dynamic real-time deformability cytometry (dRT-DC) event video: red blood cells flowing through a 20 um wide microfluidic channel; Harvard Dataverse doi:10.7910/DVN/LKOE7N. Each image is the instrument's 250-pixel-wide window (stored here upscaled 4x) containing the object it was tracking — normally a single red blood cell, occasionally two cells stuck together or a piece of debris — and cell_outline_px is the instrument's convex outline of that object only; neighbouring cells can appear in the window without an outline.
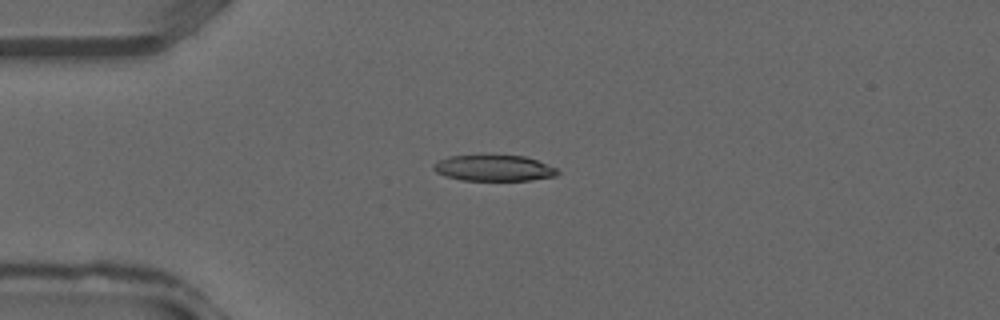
{"species": "common noctule bat (a hibernating species)", "species_latin": "Nyctalus noctula", "temperature_condition": "warm", "stored_images_in_passage": 25, "camera_frame_rate_fps": 3000, "um_per_image_px": 0.085, "animal": {"sex": "male", "forearm_length_mm": 52.5}, "frame": {"image": 1, "passage_image": 10, "time_ms": 3.0, "image_size_px": [1000, 320], "cell_outline_px": [[560, 172], [556, 176], [532, 180], [460, 180], [444, 176], [436, 172], [432, 168], [432, 164], [448, 156], [488, 152], [524, 156], [536, 160], [556, 168]], "centroid_in_image_um": [41.92, 14.24], "position_along_channel_um": 43.1, "area_um2": 19.71}}
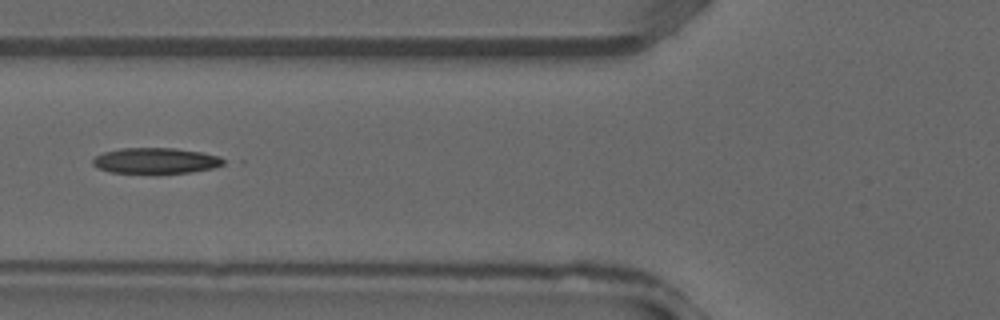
{"frame": {"image": 2, "passage_image": 15, "time_ms": 4.667, "image_size_px": [1000, 320], "cell_outline_px": [[228, 160], [224, 164], [212, 168], [192, 172], [108, 172], [96, 168], [92, 164], [92, 160], [96, 156], [104, 152], [120, 148], [176, 148], [204, 152], [220, 156]], "centroid_in_image_um": [13.27, 13.64], "position_along_channel_um": 112.5, "area_um2": 19.59}}
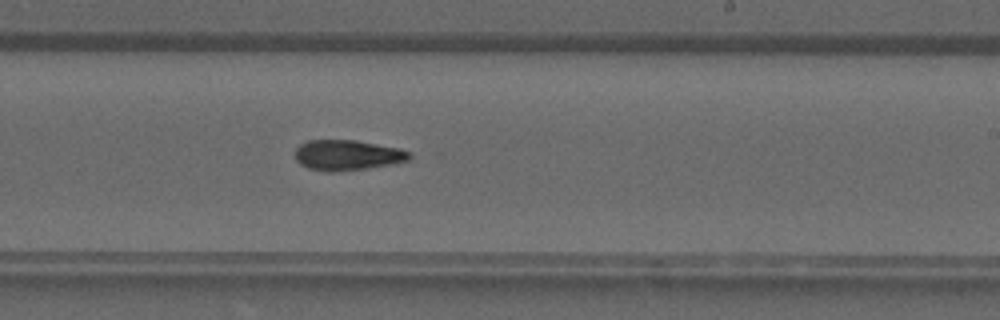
{"frame": {"image": 3, "passage_image": 23, "time_ms": 7.333, "image_size_px": [1000, 320], "cell_outline_px": [[412, 156], [408, 160], [392, 164], [368, 168], [332, 172], [328, 172], [308, 168], [300, 164], [296, 160], [296, 148], [300, 144], [308, 140], [356, 140], [400, 148], [412, 152]], "centroid_in_image_um": [29.54, 13.18], "position_along_channel_um": 259.5, "area_um2": 20.35}}